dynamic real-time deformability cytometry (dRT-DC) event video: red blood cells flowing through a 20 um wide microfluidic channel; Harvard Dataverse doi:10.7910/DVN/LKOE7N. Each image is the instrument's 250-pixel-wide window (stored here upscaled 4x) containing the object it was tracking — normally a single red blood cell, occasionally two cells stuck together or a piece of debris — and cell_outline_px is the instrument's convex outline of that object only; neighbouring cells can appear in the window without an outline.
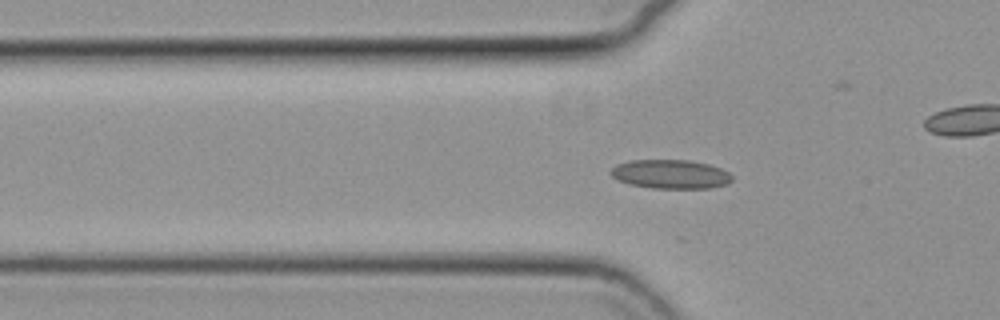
{"species": "common noctule bat (a hibernating species)", "species_latin": "Nyctalus noctula", "temperature_condition": "cold", "stored_images_in_passage": 50, "camera_frame_rate_fps": 3000, "um_per_image_px": 0.085, "animal": {"sex": "female", "body_mass_g": 19.3, "forearm_length_mm": 54.1}, "frame": {"image": 1, "passage_image": 12, "time_ms": 3.667, "image_size_px": [1000, 320], "cell_outline_px": [[732, 180], [728, 184], [708, 188], [652, 188], [628, 184], [616, 180], [608, 172], [616, 164], [628, 160], [688, 160], [708, 164], [720, 168], [728, 172], [732, 176]], "centroid_in_image_um": [56.95, 14.8], "position_along_channel_um": 68.8, "area_um2": 20.63}}
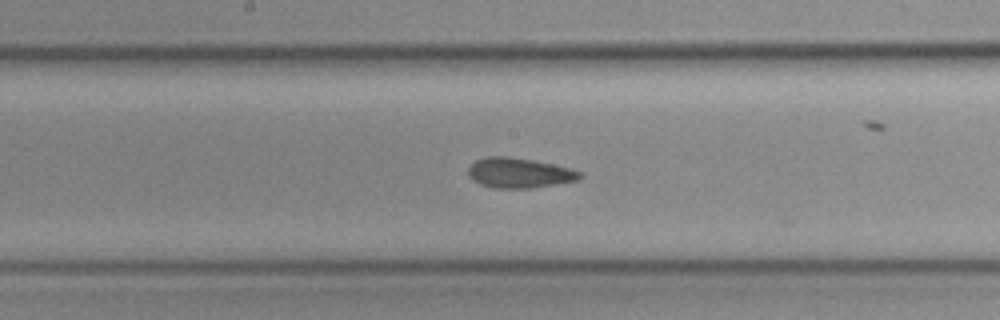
{"frame": {"image": 2, "passage_image": 23, "time_ms": 7.333, "image_size_px": [1000, 320], "cell_outline_px": [[584, 176], [580, 180], [532, 188], [496, 188], [480, 184], [472, 180], [468, 176], [468, 168], [476, 160], [488, 156], [508, 156], [532, 160], [572, 168], [584, 172]], "centroid_in_image_um": [44.18, 14.7], "position_along_channel_um": 204.0, "area_um2": 19.77}}
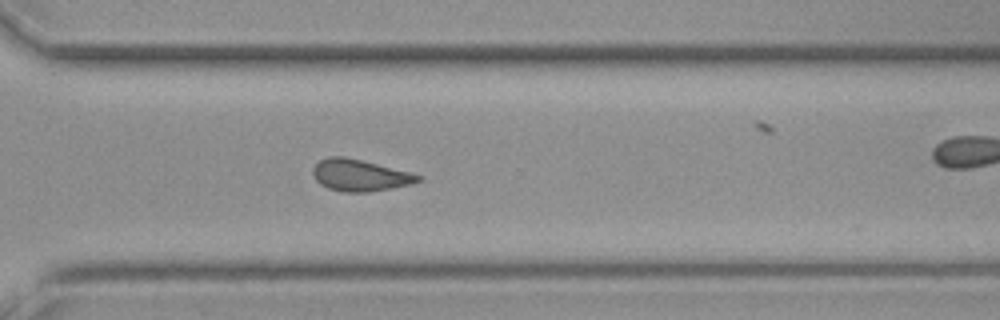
{"frame": {"image": 3, "passage_image": 34, "time_ms": 11.0, "image_size_px": [1000, 320], "cell_outline_px": [[424, 180], [412, 184], [392, 188], [368, 192], [344, 192], [328, 188], [320, 184], [316, 180], [312, 172], [312, 168], [320, 160], [328, 156], [344, 156], [412, 172], [420, 176]], "centroid_in_image_um": [30.6, 14.9], "position_along_channel_um": 340.0, "area_um2": 19.54}, "authors_computed_cell_mechanics": {"area_um2": 19.6231, "velocity_mm_per_s": 3.7127, "shape_relaxation_time_tau1_ms": null, "shape_relaxation_time_tau2_ms": 3.2582, "deformation_change_tau1": null, "deformation_change_tau2": 0.0826}}